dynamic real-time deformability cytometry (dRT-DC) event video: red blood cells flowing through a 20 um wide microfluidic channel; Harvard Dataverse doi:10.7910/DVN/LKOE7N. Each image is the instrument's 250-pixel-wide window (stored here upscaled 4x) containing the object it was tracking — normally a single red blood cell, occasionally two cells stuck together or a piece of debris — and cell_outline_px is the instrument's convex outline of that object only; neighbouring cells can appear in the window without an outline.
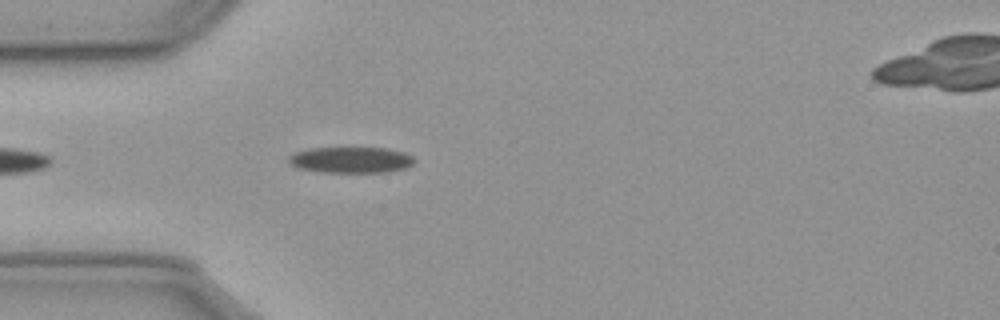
{"species": "common noctule bat (a hibernating species)", "species_latin": "Nyctalus noctula", "temperature_condition": "cold", "stored_images_in_passage": 12, "camera_frame_rate_fps": 3000, "um_per_image_px": 0.085, "animal": {"sex": "male", "body_mass_g": 23.1, "forearm_length_mm": 52.7}, "frame": {"image": 1, "passage_image": 1, "time_ms": 0.0, "image_size_px": [1000, 320], "cell_outline_px": [[416, 160], [412, 164], [404, 168], [384, 172], [324, 172], [296, 168], [288, 164], [288, 156], [296, 152], [312, 148], [384, 148], [404, 152], [412, 156]], "centroid_in_image_um": [29.79, 13.59], "position_along_channel_um": 55.2, "area_um2": 19.02}}
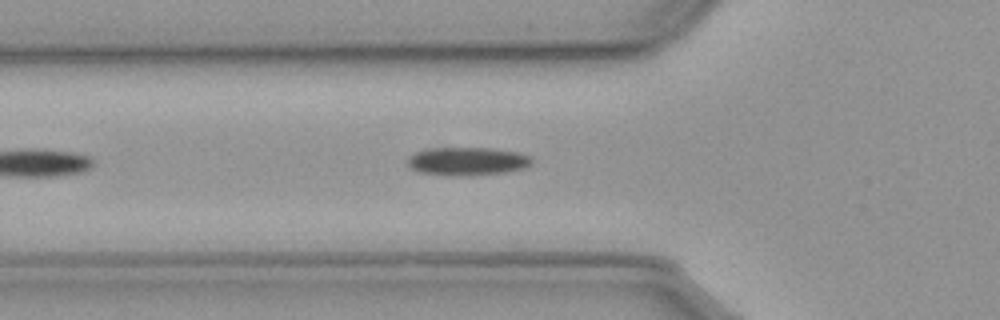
{"frame": {"image": 2, "passage_image": 4, "time_ms": 1.0, "image_size_px": [1000, 320], "cell_outline_px": [[532, 164], [524, 168], [508, 172], [464, 176], [448, 176], [420, 172], [412, 168], [408, 164], [408, 160], [416, 152], [436, 148], [488, 148], [516, 152], [528, 156], [532, 160]], "centroid_in_image_um": [39.75, 13.72], "position_along_channel_um": 86.0, "area_um2": 20.17}}